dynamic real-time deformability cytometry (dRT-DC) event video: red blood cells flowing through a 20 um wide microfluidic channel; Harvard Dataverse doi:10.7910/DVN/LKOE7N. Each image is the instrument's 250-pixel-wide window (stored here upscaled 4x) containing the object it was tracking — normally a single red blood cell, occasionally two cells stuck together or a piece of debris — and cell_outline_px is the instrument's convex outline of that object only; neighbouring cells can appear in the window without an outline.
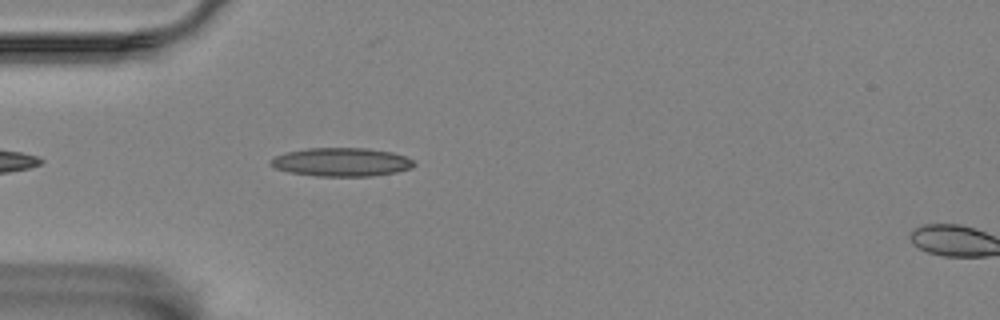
{"species": "Egyptian fruit bat (a non-hibernating species)", "species_latin": "Rousettus aegyptiacus", "temperature_condition": "room temperature", "stored_images_in_passage": 28, "camera_frame_rate_fps": 3000, "um_per_image_px": 0.085, "animal": {"sex": "female"}, "frame": {"image": 1, "passage_image": 4, "time_ms": 1.0, "image_size_px": [1000, 320], "cell_outline_px": [[416, 164], [412, 168], [396, 172], [372, 176], [316, 176], [292, 172], [276, 168], [268, 164], [268, 160], [276, 156], [288, 152], [308, 148], [368, 148], [392, 152], [404, 156], [412, 160]], "centroid_in_image_um": [29.03, 13.77], "position_along_channel_um": 56.0, "area_um2": 23.76}}
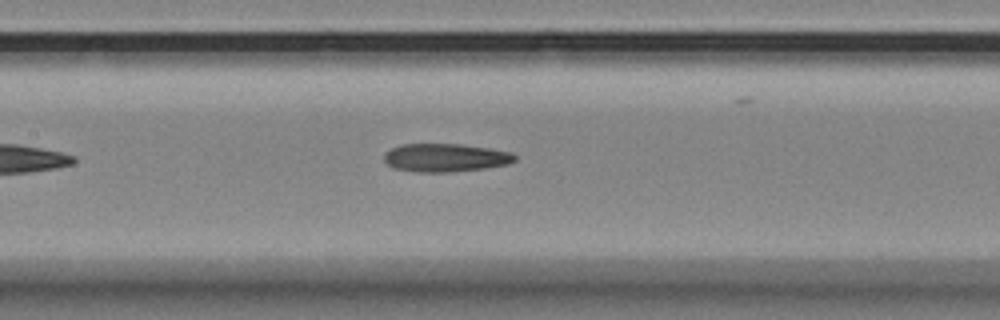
{"frame": {"image": 2, "passage_image": 14, "time_ms": 4.333, "image_size_px": [1000, 320], "cell_outline_px": [[516, 160], [508, 164], [484, 168], [448, 172], [416, 172], [392, 168], [384, 160], [384, 152], [400, 144], [460, 144], [488, 148], [512, 152], [516, 156]], "centroid_in_image_um": [37.83, 13.4], "position_along_channel_um": 169.6, "area_um2": 21.56}}
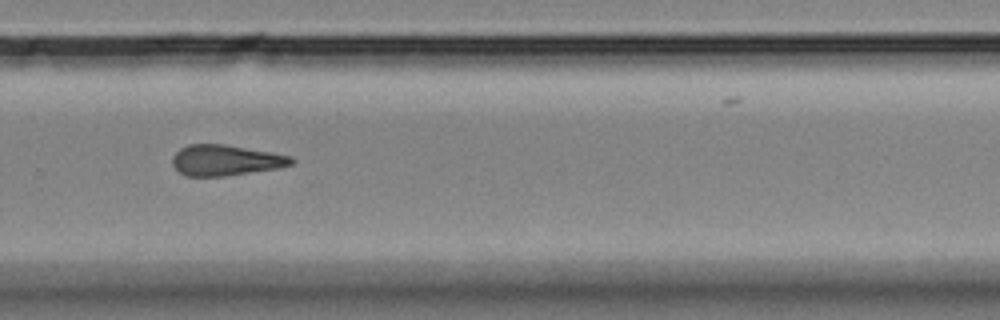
{"frame": {"image": 3, "passage_image": 26, "time_ms": 8.333, "image_size_px": [1000, 320], "cell_outline_px": [[296, 160], [292, 164], [276, 168], [224, 176], [188, 176], [180, 172], [172, 164], [172, 156], [180, 148], [188, 144], [224, 144], [272, 152], [292, 156]], "centroid_in_image_um": [19.17, 13.61], "position_along_channel_um": 310.6, "area_um2": 21.21}}